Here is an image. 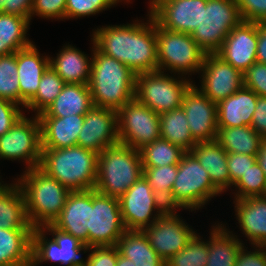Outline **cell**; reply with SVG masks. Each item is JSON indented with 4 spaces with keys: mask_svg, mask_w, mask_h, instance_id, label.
Returning <instances> with one entry per match:
<instances>
[{
    "mask_svg": "<svg viewBox=\"0 0 266 266\" xmlns=\"http://www.w3.org/2000/svg\"><path fill=\"white\" fill-rule=\"evenodd\" d=\"M93 51L88 83L93 106L118 110L135 98L136 74L120 61L101 53L96 47Z\"/></svg>",
    "mask_w": 266,
    "mask_h": 266,
    "instance_id": "cell-1",
    "label": "cell"
},
{
    "mask_svg": "<svg viewBox=\"0 0 266 266\" xmlns=\"http://www.w3.org/2000/svg\"><path fill=\"white\" fill-rule=\"evenodd\" d=\"M98 154L75 145L42 149L39 168L70 191L95 189Z\"/></svg>",
    "mask_w": 266,
    "mask_h": 266,
    "instance_id": "cell-2",
    "label": "cell"
},
{
    "mask_svg": "<svg viewBox=\"0 0 266 266\" xmlns=\"http://www.w3.org/2000/svg\"><path fill=\"white\" fill-rule=\"evenodd\" d=\"M26 171L18 186L24 195L30 224L33 228H42L59 216L71 191L39 167Z\"/></svg>",
    "mask_w": 266,
    "mask_h": 266,
    "instance_id": "cell-3",
    "label": "cell"
},
{
    "mask_svg": "<svg viewBox=\"0 0 266 266\" xmlns=\"http://www.w3.org/2000/svg\"><path fill=\"white\" fill-rule=\"evenodd\" d=\"M141 176L143 166L138 150L117 143L98 154L96 191L119 199Z\"/></svg>",
    "mask_w": 266,
    "mask_h": 266,
    "instance_id": "cell-4",
    "label": "cell"
},
{
    "mask_svg": "<svg viewBox=\"0 0 266 266\" xmlns=\"http://www.w3.org/2000/svg\"><path fill=\"white\" fill-rule=\"evenodd\" d=\"M221 192L213 185L198 159L186 152L177 165V176L171 192V210L176 207L197 209Z\"/></svg>",
    "mask_w": 266,
    "mask_h": 266,
    "instance_id": "cell-5",
    "label": "cell"
},
{
    "mask_svg": "<svg viewBox=\"0 0 266 266\" xmlns=\"http://www.w3.org/2000/svg\"><path fill=\"white\" fill-rule=\"evenodd\" d=\"M242 21L236 0H207L201 23L191 37L206 54H216L230 31Z\"/></svg>",
    "mask_w": 266,
    "mask_h": 266,
    "instance_id": "cell-6",
    "label": "cell"
},
{
    "mask_svg": "<svg viewBox=\"0 0 266 266\" xmlns=\"http://www.w3.org/2000/svg\"><path fill=\"white\" fill-rule=\"evenodd\" d=\"M155 31L158 70L165 67L182 74L201 70L207 54L191 34L166 30L156 22Z\"/></svg>",
    "mask_w": 266,
    "mask_h": 266,
    "instance_id": "cell-7",
    "label": "cell"
},
{
    "mask_svg": "<svg viewBox=\"0 0 266 266\" xmlns=\"http://www.w3.org/2000/svg\"><path fill=\"white\" fill-rule=\"evenodd\" d=\"M163 71L136 74L135 98L160 114L181 107L190 81L176 80Z\"/></svg>",
    "mask_w": 266,
    "mask_h": 266,
    "instance_id": "cell-8",
    "label": "cell"
},
{
    "mask_svg": "<svg viewBox=\"0 0 266 266\" xmlns=\"http://www.w3.org/2000/svg\"><path fill=\"white\" fill-rule=\"evenodd\" d=\"M119 143L140 150L160 139V116L136 98L117 110Z\"/></svg>",
    "mask_w": 266,
    "mask_h": 266,
    "instance_id": "cell-9",
    "label": "cell"
},
{
    "mask_svg": "<svg viewBox=\"0 0 266 266\" xmlns=\"http://www.w3.org/2000/svg\"><path fill=\"white\" fill-rule=\"evenodd\" d=\"M88 245L90 247L116 246L126 231L119 199L90 190V218Z\"/></svg>",
    "mask_w": 266,
    "mask_h": 266,
    "instance_id": "cell-10",
    "label": "cell"
},
{
    "mask_svg": "<svg viewBox=\"0 0 266 266\" xmlns=\"http://www.w3.org/2000/svg\"><path fill=\"white\" fill-rule=\"evenodd\" d=\"M45 227V228H44ZM47 229L54 238L46 240L44 232ZM91 247L83 244L77 238L59 230L52 224L43 228H33L31 236V266H36L43 261H54L67 266H87V260L80 258V251L89 250Z\"/></svg>",
    "mask_w": 266,
    "mask_h": 266,
    "instance_id": "cell-11",
    "label": "cell"
},
{
    "mask_svg": "<svg viewBox=\"0 0 266 266\" xmlns=\"http://www.w3.org/2000/svg\"><path fill=\"white\" fill-rule=\"evenodd\" d=\"M119 203L126 230H143L168 210L166 204L155 195L144 175L119 198ZM154 209L158 210V214L150 223Z\"/></svg>",
    "mask_w": 266,
    "mask_h": 266,
    "instance_id": "cell-12",
    "label": "cell"
},
{
    "mask_svg": "<svg viewBox=\"0 0 266 266\" xmlns=\"http://www.w3.org/2000/svg\"><path fill=\"white\" fill-rule=\"evenodd\" d=\"M41 153V127L37 115L34 120L21 116L8 132L0 136V158L24 159L28 170L39 167Z\"/></svg>",
    "mask_w": 266,
    "mask_h": 266,
    "instance_id": "cell-13",
    "label": "cell"
},
{
    "mask_svg": "<svg viewBox=\"0 0 266 266\" xmlns=\"http://www.w3.org/2000/svg\"><path fill=\"white\" fill-rule=\"evenodd\" d=\"M173 212L167 210L143 229L151 247L164 261L181 251L196 234Z\"/></svg>",
    "mask_w": 266,
    "mask_h": 266,
    "instance_id": "cell-14",
    "label": "cell"
},
{
    "mask_svg": "<svg viewBox=\"0 0 266 266\" xmlns=\"http://www.w3.org/2000/svg\"><path fill=\"white\" fill-rule=\"evenodd\" d=\"M207 0H152L150 14L162 28L192 34L201 23Z\"/></svg>",
    "mask_w": 266,
    "mask_h": 266,
    "instance_id": "cell-15",
    "label": "cell"
},
{
    "mask_svg": "<svg viewBox=\"0 0 266 266\" xmlns=\"http://www.w3.org/2000/svg\"><path fill=\"white\" fill-rule=\"evenodd\" d=\"M191 85L184 94L181 107L185 112L192 138L196 142L217 139V104Z\"/></svg>",
    "mask_w": 266,
    "mask_h": 266,
    "instance_id": "cell-16",
    "label": "cell"
},
{
    "mask_svg": "<svg viewBox=\"0 0 266 266\" xmlns=\"http://www.w3.org/2000/svg\"><path fill=\"white\" fill-rule=\"evenodd\" d=\"M119 143L117 110L93 106L86 114L77 145L100 154Z\"/></svg>",
    "mask_w": 266,
    "mask_h": 266,
    "instance_id": "cell-17",
    "label": "cell"
},
{
    "mask_svg": "<svg viewBox=\"0 0 266 266\" xmlns=\"http://www.w3.org/2000/svg\"><path fill=\"white\" fill-rule=\"evenodd\" d=\"M201 71L203 78L199 90L216 104L244 86L243 73L217 54L205 56Z\"/></svg>",
    "mask_w": 266,
    "mask_h": 266,
    "instance_id": "cell-18",
    "label": "cell"
},
{
    "mask_svg": "<svg viewBox=\"0 0 266 266\" xmlns=\"http://www.w3.org/2000/svg\"><path fill=\"white\" fill-rule=\"evenodd\" d=\"M257 43V23L241 21L230 31L216 54L243 73L256 62Z\"/></svg>",
    "mask_w": 266,
    "mask_h": 266,
    "instance_id": "cell-19",
    "label": "cell"
},
{
    "mask_svg": "<svg viewBox=\"0 0 266 266\" xmlns=\"http://www.w3.org/2000/svg\"><path fill=\"white\" fill-rule=\"evenodd\" d=\"M149 16L150 25L129 24L127 67L135 74L158 70L155 20Z\"/></svg>",
    "mask_w": 266,
    "mask_h": 266,
    "instance_id": "cell-20",
    "label": "cell"
},
{
    "mask_svg": "<svg viewBox=\"0 0 266 266\" xmlns=\"http://www.w3.org/2000/svg\"><path fill=\"white\" fill-rule=\"evenodd\" d=\"M90 190L71 191L52 225L88 245Z\"/></svg>",
    "mask_w": 266,
    "mask_h": 266,
    "instance_id": "cell-21",
    "label": "cell"
},
{
    "mask_svg": "<svg viewBox=\"0 0 266 266\" xmlns=\"http://www.w3.org/2000/svg\"><path fill=\"white\" fill-rule=\"evenodd\" d=\"M21 105L23 107L36 95L39 83L50 66V58H41L33 43L16 52Z\"/></svg>",
    "mask_w": 266,
    "mask_h": 266,
    "instance_id": "cell-22",
    "label": "cell"
},
{
    "mask_svg": "<svg viewBox=\"0 0 266 266\" xmlns=\"http://www.w3.org/2000/svg\"><path fill=\"white\" fill-rule=\"evenodd\" d=\"M42 149H61L77 145L85 115L38 117Z\"/></svg>",
    "mask_w": 266,
    "mask_h": 266,
    "instance_id": "cell-23",
    "label": "cell"
},
{
    "mask_svg": "<svg viewBox=\"0 0 266 266\" xmlns=\"http://www.w3.org/2000/svg\"><path fill=\"white\" fill-rule=\"evenodd\" d=\"M258 95L246 87L217 104L218 128L251 126Z\"/></svg>",
    "mask_w": 266,
    "mask_h": 266,
    "instance_id": "cell-24",
    "label": "cell"
},
{
    "mask_svg": "<svg viewBox=\"0 0 266 266\" xmlns=\"http://www.w3.org/2000/svg\"><path fill=\"white\" fill-rule=\"evenodd\" d=\"M240 227L255 246L266 244V195L236 199Z\"/></svg>",
    "mask_w": 266,
    "mask_h": 266,
    "instance_id": "cell-25",
    "label": "cell"
},
{
    "mask_svg": "<svg viewBox=\"0 0 266 266\" xmlns=\"http://www.w3.org/2000/svg\"><path fill=\"white\" fill-rule=\"evenodd\" d=\"M190 152L208 172L213 185L220 191L230 186L227 151L215 140L197 142Z\"/></svg>",
    "mask_w": 266,
    "mask_h": 266,
    "instance_id": "cell-26",
    "label": "cell"
},
{
    "mask_svg": "<svg viewBox=\"0 0 266 266\" xmlns=\"http://www.w3.org/2000/svg\"><path fill=\"white\" fill-rule=\"evenodd\" d=\"M92 107L88 85L66 83L53 103L38 117L85 115Z\"/></svg>",
    "mask_w": 266,
    "mask_h": 266,
    "instance_id": "cell-27",
    "label": "cell"
},
{
    "mask_svg": "<svg viewBox=\"0 0 266 266\" xmlns=\"http://www.w3.org/2000/svg\"><path fill=\"white\" fill-rule=\"evenodd\" d=\"M32 230L0 227V266H31Z\"/></svg>",
    "mask_w": 266,
    "mask_h": 266,
    "instance_id": "cell-28",
    "label": "cell"
},
{
    "mask_svg": "<svg viewBox=\"0 0 266 266\" xmlns=\"http://www.w3.org/2000/svg\"><path fill=\"white\" fill-rule=\"evenodd\" d=\"M0 227L4 229H33L27 213L22 190L15 185L0 183Z\"/></svg>",
    "mask_w": 266,
    "mask_h": 266,
    "instance_id": "cell-29",
    "label": "cell"
},
{
    "mask_svg": "<svg viewBox=\"0 0 266 266\" xmlns=\"http://www.w3.org/2000/svg\"><path fill=\"white\" fill-rule=\"evenodd\" d=\"M90 62L86 54L68 45L56 59H50V66L65 83L88 85L92 66Z\"/></svg>",
    "mask_w": 266,
    "mask_h": 266,
    "instance_id": "cell-30",
    "label": "cell"
},
{
    "mask_svg": "<svg viewBox=\"0 0 266 266\" xmlns=\"http://www.w3.org/2000/svg\"><path fill=\"white\" fill-rule=\"evenodd\" d=\"M134 266H165V261L151 247L143 230H126L116 245Z\"/></svg>",
    "mask_w": 266,
    "mask_h": 266,
    "instance_id": "cell-31",
    "label": "cell"
},
{
    "mask_svg": "<svg viewBox=\"0 0 266 266\" xmlns=\"http://www.w3.org/2000/svg\"><path fill=\"white\" fill-rule=\"evenodd\" d=\"M93 44L101 53L112 57L127 66L129 48V24L107 26L97 29Z\"/></svg>",
    "mask_w": 266,
    "mask_h": 266,
    "instance_id": "cell-32",
    "label": "cell"
},
{
    "mask_svg": "<svg viewBox=\"0 0 266 266\" xmlns=\"http://www.w3.org/2000/svg\"><path fill=\"white\" fill-rule=\"evenodd\" d=\"M263 138L251 127L218 128L216 141L227 153L257 156Z\"/></svg>",
    "mask_w": 266,
    "mask_h": 266,
    "instance_id": "cell-33",
    "label": "cell"
},
{
    "mask_svg": "<svg viewBox=\"0 0 266 266\" xmlns=\"http://www.w3.org/2000/svg\"><path fill=\"white\" fill-rule=\"evenodd\" d=\"M29 22L18 15L0 13V56L10 55L32 44L26 38Z\"/></svg>",
    "mask_w": 266,
    "mask_h": 266,
    "instance_id": "cell-34",
    "label": "cell"
},
{
    "mask_svg": "<svg viewBox=\"0 0 266 266\" xmlns=\"http://www.w3.org/2000/svg\"><path fill=\"white\" fill-rule=\"evenodd\" d=\"M159 116L161 138L190 152L197 142L192 138L182 107L160 113Z\"/></svg>",
    "mask_w": 266,
    "mask_h": 266,
    "instance_id": "cell-35",
    "label": "cell"
},
{
    "mask_svg": "<svg viewBox=\"0 0 266 266\" xmlns=\"http://www.w3.org/2000/svg\"><path fill=\"white\" fill-rule=\"evenodd\" d=\"M206 266H235L242 243L218 225L211 232Z\"/></svg>",
    "mask_w": 266,
    "mask_h": 266,
    "instance_id": "cell-36",
    "label": "cell"
},
{
    "mask_svg": "<svg viewBox=\"0 0 266 266\" xmlns=\"http://www.w3.org/2000/svg\"><path fill=\"white\" fill-rule=\"evenodd\" d=\"M143 167L178 165L185 150L162 138L139 150Z\"/></svg>",
    "mask_w": 266,
    "mask_h": 266,
    "instance_id": "cell-37",
    "label": "cell"
},
{
    "mask_svg": "<svg viewBox=\"0 0 266 266\" xmlns=\"http://www.w3.org/2000/svg\"><path fill=\"white\" fill-rule=\"evenodd\" d=\"M66 83L51 68L43 74L36 95L26 104V108L37 110V116L43 113L60 94Z\"/></svg>",
    "mask_w": 266,
    "mask_h": 266,
    "instance_id": "cell-38",
    "label": "cell"
},
{
    "mask_svg": "<svg viewBox=\"0 0 266 266\" xmlns=\"http://www.w3.org/2000/svg\"><path fill=\"white\" fill-rule=\"evenodd\" d=\"M143 175L155 195L171 210V192L177 176V165L143 167Z\"/></svg>",
    "mask_w": 266,
    "mask_h": 266,
    "instance_id": "cell-39",
    "label": "cell"
},
{
    "mask_svg": "<svg viewBox=\"0 0 266 266\" xmlns=\"http://www.w3.org/2000/svg\"><path fill=\"white\" fill-rule=\"evenodd\" d=\"M16 52L0 56V98L21 104Z\"/></svg>",
    "mask_w": 266,
    "mask_h": 266,
    "instance_id": "cell-40",
    "label": "cell"
},
{
    "mask_svg": "<svg viewBox=\"0 0 266 266\" xmlns=\"http://www.w3.org/2000/svg\"><path fill=\"white\" fill-rule=\"evenodd\" d=\"M200 240L195 234L181 251L165 261V266H206L209 244Z\"/></svg>",
    "mask_w": 266,
    "mask_h": 266,
    "instance_id": "cell-41",
    "label": "cell"
},
{
    "mask_svg": "<svg viewBox=\"0 0 266 266\" xmlns=\"http://www.w3.org/2000/svg\"><path fill=\"white\" fill-rule=\"evenodd\" d=\"M234 185L239 189L236 199L266 195V177L257 162Z\"/></svg>",
    "mask_w": 266,
    "mask_h": 266,
    "instance_id": "cell-42",
    "label": "cell"
},
{
    "mask_svg": "<svg viewBox=\"0 0 266 266\" xmlns=\"http://www.w3.org/2000/svg\"><path fill=\"white\" fill-rule=\"evenodd\" d=\"M117 2V0H67L65 18L93 15L115 5Z\"/></svg>",
    "mask_w": 266,
    "mask_h": 266,
    "instance_id": "cell-43",
    "label": "cell"
},
{
    "mask_svg": "<svg viewBox=\"0 0 266 266\" xmlns=\"http://www.w3.org/2000/svg\"><path fill=\"white\" fill-rule=\"evenodd\" d=\"M243 85L258 96L266 97V64L256 61L243 72Z\"/></svg>",
    "mask_w": 266,
    "mask_h": 266,
    "instance_id": "cell-44",
    "label": "cell"
},
{
    "mask_svg": "<svg viewBox=\"0 0 266 266\" xmlns=\"http://www.w3.org/2000/svg\"><path fill=\"white\" fill-rule=\"evenodd\" d=\"M228 170L230 174V186L234 185L250 167L256 163V156L241 153H227Z\"/></svg>",
    "mask_w": 266,
    "mask_h": 266,
    "instance_id": "cell-45",
    "label": "cell"
},
{
    "mask_svg": "<svg viewBox=\"0 0 266 266\" xmlns=\"http://www.w3.org/2000/svg\"><path fill=\"white\" fill-rule=\"evenodd\" d=\"M242 21L266 22V0H236Z\"/></svg>",
    "mask_w": 266,
    "mask_h": 266,
    "instance_id": "cell-46",
    "label": "cell"
},
{
    "mask_svg": "<svg viewBox=\"0 0 266 266\" xmlns=\"http://www.w3.org/2000/svg\"><path fill=\"white\" fill-rule=\"evenodd\" d=\"M67 0H33V14L45 18H65Z\"/></svg>",
    "mask_w": 266,
    "mask_h": 266,
    "instance_id": "cell-47",
    "label": "cell"
},
{
    "mask_svg": "<svg viewBox=\"0 0 266 266\" xmlns=\"http://www.w3.org/2000/svg\"><path fill=\"white\" fill-rule=\"evenodd\" d=\"M93 251L87 258V266H116L117 246L91 247Z\"/></svg>",
    "mask_w": 266,
    "mask_h": 266,
    "instance_id": "cell-48",
    "label": "cell"
},
{
    "mask_svg": "<svg viewBox=\"0 0 266 266\" xmlns=\"http://www.w3.org/2000/svg\"><path fill=\"white\" fill-rule=\"evenodd\" d=\"M23 116L17 104L0 98V136L8 132Z\"/></svg>",
    "mask_w": 266,
    "mask_h": 266,
    "instance_id": "cell-49",
    "label": "cell"
},
{
    "mask_svg": "<svg viewBox=\"0 0 266 266\" xmlns=\"http://www.w3.org/2000/svg\"><path fill=\"white\" fill-rule=\"evenodd\" d=\"M33 0H0V13L13 14L30 21Z\"/></svg>",
    "mask_w": 266,
    "mask_h": 266,
    "instance_id": "cell-50",
    "label": "cell"
},
{
    "mask_svg": "<svg viewBox=\"0 0 266 266\" xmlns=\"http://www.w3.org/2000/svg\"><path fill=\"white\" fill-rule=\"evenodd\" d=\"M260 249L253 252H245L242 246L237 255L235 266H266V251L263 246H257ZM264 250H263V249Z\"/></svg>",
    "mask_w": 266,
    "mask_h": 266,
    "instance_id": "cell-51",
    "label": "cell"
},
{
    "mask_svg": "<svg viewBox=\"0 0 266 266\" xmlns=\"http://www.w3.org/2000/svg\"><path fill=\"white\" fill-rule=\"evenodd\" d=\"M251 127L264 139L266 138V97L258 96Z\"/></svg>",
    "mask_w": 266,
    "mask_h": 266,
    "instance_id": "cell-52",
    "label": "cell"
},
{
    "mask_svg": "<svg viewBox=\"0 0 266 266\" xmlns=\"http://www.w3.org/2000/svg\"><path fill=\"white\" fill-rule=\"evenodd\" d=\"M258 43L256 61L266 64V22H258Z\"/></svg>",
    "mask_w": 266,
    "mask_h": 266,
    "instance_id": "cell-53",
    "label": "cell"
},
{
    "mask_svg": "<svg viewBox=\"0 0 266 266\" xmlns=\"http://www.w3.org/2000/svg\"><path fill=\"white\" fill-rule=\"evenodd\" d=\"M256 162L260 165L266 177V138L262 140L261 146L256 156Z\"/></svg>",
    "mask_w": 266,
    "mask_h": 266,
    "instance_id": "cell-54",
    "label": "cell"
},
{
    "mask_svg": "<svg viewBox=\"0 0 266 266\" xmlns=\"http://www.w3.org/2000/svg\"><path fill=\"white\" fill-rule=\"evenodd\" d=\"M116 266H134V262L127 257H124L117 247V265Z\"/></svg>",
    "mask_w": 266,
    "mask_h": 266,
    "instance_id": "cell-55",
    "label": "cell"
}]
</instances>
